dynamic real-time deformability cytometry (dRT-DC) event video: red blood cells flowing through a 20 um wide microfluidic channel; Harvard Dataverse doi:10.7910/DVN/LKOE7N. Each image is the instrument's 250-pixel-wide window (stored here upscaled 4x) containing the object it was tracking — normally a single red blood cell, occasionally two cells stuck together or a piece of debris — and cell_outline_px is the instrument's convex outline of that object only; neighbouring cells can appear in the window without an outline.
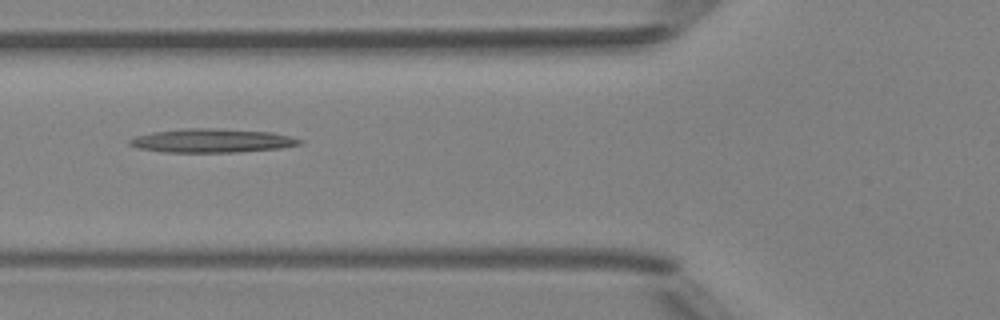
{"species": "Egyptian fruit bat (a non-hibernating species)", "species_latin": "Rousettus aegyptiacus", "temperature_condition": "room temperature", "stored_images_in_passage": 6, "camera_frame_rate_fps": 3000, "um_per_image_px": 0.085, "animal": {"sex": "female"}, "frame": {"image": 1, "passage_image": 6, "time_ms": 5.667, "image_size_px": [1000, 320], "cell_outline_px": [[304, 144], [280, 148], [240, 152], [164, 152], [136, 148], [128, 144], [128, 140], [136, 136], [152, 132], [184, 128], [212, 128], [272, 132], [304, 140]], "centroid_in_image_um": [18.01, 11.96], "position_along_channel_um": 107.8, "area_um2": 23.7}}